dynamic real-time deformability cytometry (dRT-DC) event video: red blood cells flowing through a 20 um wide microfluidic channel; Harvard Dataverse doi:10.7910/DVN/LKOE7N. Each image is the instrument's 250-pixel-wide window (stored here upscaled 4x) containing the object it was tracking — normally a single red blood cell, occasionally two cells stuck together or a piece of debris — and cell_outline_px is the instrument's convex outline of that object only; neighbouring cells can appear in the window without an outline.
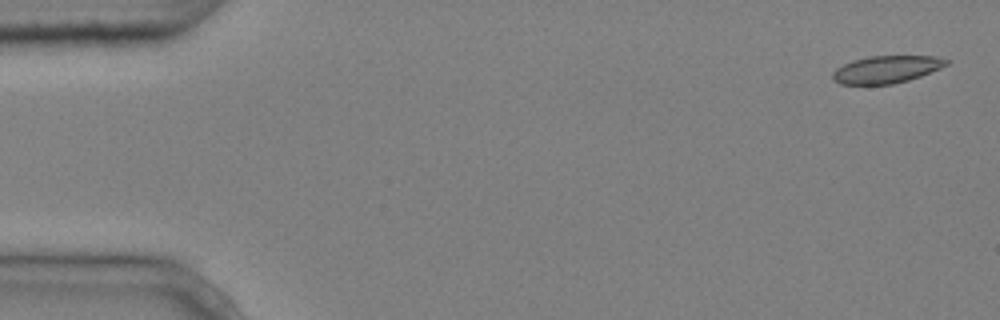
{"species": "common noctule bat (a hibernating species)", "species_latin": "Nyctalus noctula", "temperature_condition": "cold", "stored_images_in_passage": 4, "camera_frame_rate_fps": 3000, "um_per_image_px": 0.085, "animal": {"sex": "male", "body_mass_g": 20.4}, "frame": {"image": 1, "passage_image": 1, "time_ms": 0.0, "image_size_px": [1000, 320], "cell_outline_px": [[948, 64], [940, 68], [920, 76], [908, 80], [892, 84], [840, 84], [832, 80], [832, 72], [836, 68], [852, 60], [868, 56], [936, 56], [948, 60]], "centroid_in_image_um": [75.31, 5.89], "position_along_channel_um": 9.7, "area_um2": 18.09}}